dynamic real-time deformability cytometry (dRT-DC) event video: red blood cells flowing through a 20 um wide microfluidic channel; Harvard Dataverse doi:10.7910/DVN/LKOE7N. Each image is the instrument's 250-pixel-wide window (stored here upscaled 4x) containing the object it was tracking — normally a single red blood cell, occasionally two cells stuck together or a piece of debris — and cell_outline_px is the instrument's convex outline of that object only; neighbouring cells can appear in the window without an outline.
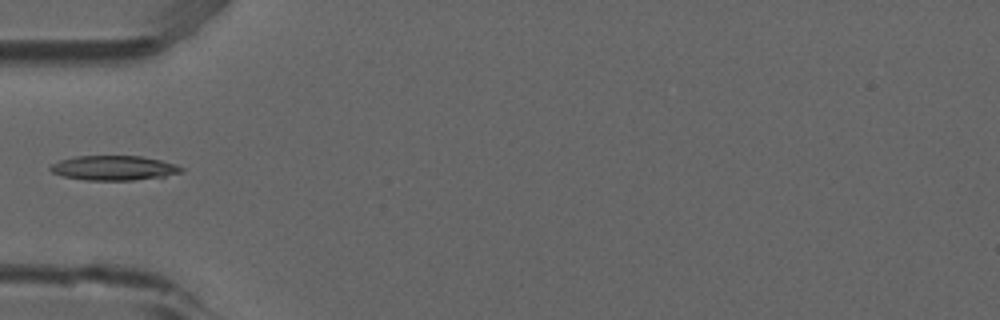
{"species": "common noctule bat (a hibernating species)", "species_latin": "Nyctalus noctula", "temperature_condition": "room temperature", "stored_images_in_passage": 4, "camera_frame_rate_fps": 3000, "um_per_image_px": 0.085, "animal": {"sex": "male", "forearm_length_mm": 52.5}, "frame": {"image": 1, "passage_image": 4, "time_ms": 1.0, "image_size_px": [1000, 320], "cell_outline_px": [[184, 168], [180, 172], [164, 176], [132, 180], [84, 180], [64, 176], [52, 172], [48, 168], [52, 164], [60, 160], [76, 156], [140, 156], [160, 160], [176, 164]], "centroid_in_image_um": [9.65, 14.27], "position_along_channel_um": 75.3, "area_um2": 18.61}}